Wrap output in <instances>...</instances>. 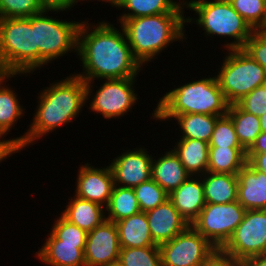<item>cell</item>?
Listing matches in <instances>:
<instances>
[{"mask_svg": "<svg viewBox=\"0 0 266 266\" xmlns=\"http://www.w3.org/2000/svg\"><path fill=\"white\" fill-rule=\"evenodd\" d=\"M90 25L86 20H81L77 45V55L82 61L84 73L76 75L85 81L86 101L92 93L94 78L136 77L141 70V64L132 55L122 26L121 32L105 21L99 22L96 27Z\"/></svg>", "mask_w": 266, "mask_h": 266, "instance_id": "6da1fadb", "label": "cell"}, {"mask_svg": "<svg viewBox=\"0 0 266 266\" xmlns=\"http://www.w3.org/2000/svg\"><path fill=\"white\" fill-rule=\"evenodd\" d=\"M86 103L85 81L70 75L52 83L39 94V103L30 128L15 141L25 148L56 128L70 123ZM84 104V105H83Z\"/></svg>", "mask_w": 266, "mask_h": 266, "instance_id": "7a4b0ae2", "label": "cell"}, {"mask_svg": "<svg viewBox=\"0 0 266 266\" xmlns=\"http://www.w3.org/2000/svg\"><path fill=\"white\" fill-rule=\"evenodd\" d=\"M191 21L192 18L184 17L183 13H163L119 20L132 55L142 67L155 59L169 43L183 41L184 24Z\"/></svg>", "mask_w": 266, "mask_h": 266, "instance_id": "3957f363", "label": "cell"}, {"mask_svg": "<svg viewBox=\"0 0 266 266\" xmlns=\"http://www.w3.org/2000/svg\"><path fill=\"white\" fill-rule=\"evenodd\" d=\"M153 119L168 120L177 115L200 113L206 115H227L226 101L216 76L185 83L166 93L157 104Z\"/></svg>", "mask_w": 266, "mask_h": 266, "instance_id": "277c9868", "label": "cell"}, {"mask_svg": "<svg viewBox=\"0 0 266 266\" xmlns=\"http://www.w3.org/2000/svg\"><path fill=\"white\" fill-rule=\"evenodd\" d=\"M0 64L6 74L40 69L39 47H35V15L0 18Z\"/></svg>", "mask_w": 266, "mask_h": 266, "instance_id": "5b68a950", "label": "cell"}, {"mask_svg": "<svg viewBox=\"0 0 266 266\" xmlns=\"http://www.w3.org/2000/svg\"><path fill=\"white\" fill-rule=\"evenodd\" d=\"M185 6L198 14L197 25L205 30L206 36H228L235 40L224 44L228 50L243 49L255 30L233 8L229 0H191Z\"/></svg>", "mask_w": 266, "mask_h": 266, "instance_id": "8992f818", "label": "cell"}, {"mask_svg": "<svg viewBox=\"0 0 266 266\" xmlns=\"http://www.w3.org/2000/svg\"><path fill=\"white\" fill-rule=\"evenodd\" d=\"M216 78L229 105L266 83V70L244 49L228 50Z\"/></svg>", "mask_w": 266, "mask_h": 266, "instance_id": "52a82bcc", "label": "cell"}, {"mask_svg": "<svg viewBox=\"0 0 266 266\" xmlns=\"http://www.w3.org/2000/svg\"><path fill=\"white\" fill-rule=\"evenodd\" d=\"M49 11L35 14V47H39V67L73 49L77 54L78 31L81 22L47 17Z\"/></svg>", "mask_w": 266, "mask_h": 266, "instance_id": "ba28073f", "label": "cell"}, {"mask_svg": "<svg viewBox=\"0 0 266 266\" xmlns=\"http://www.w3.org/2000/svg\"><path fill=\"white\" fill-rule=\"evenodd\" d=\"M245 211L238 201L228 204L206 203L191 225L215 248L221 249L242 222Z\"/></svg>", "mask_w": 266, "mask_h": 266, "instance_id": "9c48e42d", "label": "cell"}, {"mask_svg": "<svg viewBox=\"0 0 266 266\" xmlns=\"http://www.w3.org/2000/svg\"><path fill=\"white\" fill-rule=\"evenodd\" d=\"M221 250L240 262L266 254V210H246L242 222Z\"/></svg>", "mask_w": 266, "mask_h": 266, "instance_id": "30bf717a", "label": "cell"}, {"mask_svg": "<svg viewBox=\"0 0 266 266\" xmlns=\"http://www.w3.org/2000/svg\"><path fill=\"white\" fill-rule=\"evenodd\" d=\"M161 266H200L217 248L192 225L159 245Z\"/></svg>", "mask_w": 266, "mask_h": 266, "instance_id": "8fae6325", "label": "cell"}, {"mask_svg": "<svg viewBox=\"0 0 266 266\" xmlns=\"http://www.w3.org/2000/svg\"><path fill=\"white\" fill-rule=\"evenodd\" d=\"M135 79H106L92 98L89 109L107 119L124 116L139 99L134 93Z\"/></svg>", "mask_w": 266, "mask_h": 266, "instance_id": "7c38bea8", "label": "cell"}, {"mask_svg": "<svg viewBox=\"0 0 266 266\" xmlns=\"http://www.w3.org/2000/svg\"><path fill=\"white\" fill-rule=\"evenodd\" d=\"M120 244L114 222L104 220L87 233L84 259L86 266H108L119 260Z\"/></svg>", "mask_w": 266, "mask_h": 266, "instance_id": "4fadbf2b", "label": "cell"}, {"mask_svg": "<svg viewBox=\"0 0 266 266\" xmlns=\"http://www.w3.org/2000/svg\"><path fill=\"white\" fill-rule=\"evenodd\" d=\"M121 154L109 164L115 185L134 188L151 179L154 158L145 151V148H134L133 151L130 149Z\"/></svg>", "mask_w": 266, "mask_h": 266, "instance_id": "5bb4252c", "label": "cell"}, {"mask_svg": "<svg viewBox=\"0 0 266 266\" xmlns=\"http://www.w3.org/2000/svg\"><path fill=\"white\" fill-rule=\"evenodd\" d=\"M90 165H82L78 171L75 196L106 207L115 185L111 168Z\"/></svg>", "mask_w": 266, "mask_h": 266, "instance_id": "9a60e30c", "label": "cell"}, {"mask_svg": "<svg viewBox=\"0 0 266 266\" xmlns=\"http://www.w3.org/2000/svg\"><path fill=\"white\" fill-rule=\"evenodd\" d=\"M145 213L156 245L170 241L189 226L170 199Z\"/></svg>", "mask_w": 266, "mask_h": 266, "instance_id": "2e32d148", "label": "cell"}, {"mask_svg": "<svg viewBox=\"0 0 266 266\" xmlns=\"http://www.w3.org/2000/svg\"><path fill=\"white\" fill-rule=\"evenodd\" d=\"M237 176V201L246 210H266V173L246 162Z\"/></svg>", "mask_w": 266, "mask_h": 266, "instance_id": "e0dca14e", "label": "cell"}, {"mask_svg": "<svg viewBox=\"0 0 266 266\" xmlns=\"http://www.w3.org/2000/svg\"><path fill=\"white\" fill-rule=\"evenodd\" d=\"M194 178V179H193ZM196 179V180H195ZM201 177L190 176L176 190L169 194V199L180 215L191 225L205 206L204 186Z\"/></svg>", "mask_w": 266, "mask_h": 266, "instance_id": "ac0fdd59", "label": "cell"}, {"mask_svg": "<svg viewBox=\"0 0 266 266\" xmlns=\"http://www.w3.org/2000/svg\"><path fill=\"white\" fill-rule=\"evenodd\" d=\"M190 176L172 149L157 160L156 158L152 160L151 178L168 194L176 190Z\"/></svg>", "mask_w": 266, "mask_h": 266, "instance_id": "d6986e66", "label": "cell"}, {"mask_svg": "<svg viewBox=\"0 0 266 266\" xmlns=\"http://www.w3.org/2000/svg\"><path fill=\"white\" fill-rule=\"evenodd\" d=\"M84 251L85 248H78V244H60V240L51 232L36 254L42 263L49 266H86Z\"/></svg>", "mask_w": 266, "mask_h": 266, "instance_id": "ffe728a7", "label": "cell"}, {"mask_svg": "<svg viewBox=\"0 0 266 266\" xmlns=\"http://www.w3.org/2000/svg\"><path fill=\"white\" fill-rule=\"evenodd\" d=\"M120 248H140L156 245L152 239L145 212H139L115 223Z\"/></svg>", "mask_w": 266, "mask_h": 266, "instance_id": "44dd1931", "label": "cell"}, {"mask_svg": "<svg viewBox=\"0 0 266 266\" xmlns=\"http://www.w3.org/2000/svg\"><path fill=\"white\" fill-rule=\"evenodd\" d=\"M200 177L204 186L205 203L228 204L237 201V175L207 171Z\"/></svg>", "mask_w": 266, "mask_h": 266, "instance_id": "7402d4cb", "label": "cell"}, {"mask_svg": "<svg viewBox=\"0 0 266 266\" xmlns=\"http://www.w3.org/2000/svg\"><path fill=\"white\" fill-rule=\"evenodd\" d=\"M103 209L105 207L96 202L74 196L61 215L88 233L106 219Z\"/></svg>", "mask_w": 266, "mask_h": 266, "instance_id": "603a6c76", "label": "cell"}, {"mask_svg": "<svg viewBox=\"0 0 266 266\" xmlns=\"http://www.w3.org/2000/svg\"><path fill=\"white\" fill-rule=\"evenodd\" d=\"M172 150L191 176H202L207 172L209 143L198 139L180 138Z\"/></svg>", "mask_w": 266, "mask_h": 266, "instance_id": "cb8c5ba5", "label": "cell"}, {"mask_svg": "<svg viewBox=\"0 0 266 266\" xmlns=\"http://www.w3.org/2000/svg\"><path fill=\"white\" fill-rule=\"evenodd\" d=\"M246 153L243 147H209L207 171L237 175L247 162Z\"/></svg>", "mask_w": 266, "mask_h": 266, "instance_id": "d4e9b609", "label": "cell"}, {"mask_svg": "<svg viewBox=\"0 0 266 266\" xmlns=\"http://www.w3.org/2000/svg\"><path fill=\"white\" fill-rule=\"evenodd\" d=\"M185 2L174 0H122L118 8L128 9L118 20L152 16L163 13H183Z\"/></svg>", "mask_w": 266, "mask_h": 266, "instance_id": "484cf974", "label": "cell"}, {"mask_svg": "<svg viewBox=\"0 0 266 266\" xmlns=\"http://www.w3.org/2000/svg\"><path fill=\"white\" fill-rule=\"evenodd\" d=\"M105 209L108 212L106 220L114 223L141 212L134 188L117 185H114Z\"/></svg>", "mask_w": 266, "mask_h": 266, "instance_id": "4316f807", "label": "cell"}, {"mask_svg": "<svg viewBox=\"0 0 266 266\" xmlns=\"http://www.w3.org/2000/svg\"><path fill=\"white\" fill-rule=\"evenodd\" d=\"M227 115L233 121L241 146L248 151L262 132L259 117L242 110L237 104L229 105Z\"/></svg>", "mask_w": 266, "mask_h": 266, "instance_id": "83f0119b", "label": "cell"}, {"mask_svg": "<svg viewBox=\"0 0 266 266\" xmlns=\"http://www.w3.org/2000/svg\"><path fill=\"white\" fill-rule=\"evenodd\" d=\"M220 116L206 115L200 113L177 115V120L181 128L182 138L198 139L209 143L216 124Z\"/></svg>", "mask_w": 266, "mask_h": 266, "instance_id": "f1b7e54d", "label": "cell"}, {"mask_svg": "<svg viewBox=\"0 0 266 266\" xmlns=\"http://www.w3.org/2000/svg\"><path fill=\"white\" fill-rule=\"evenodd\" d=\"M14 76H17V74H6L0 79V138L5 137L11 127L15 125V122L18 121V118L20 119V116L24 114L16 92L14 93L9 87L3 85L9 77Z\"/></svg>", "mask_w": 266, "mask_h": 266, "instance_id": "f546056e", "label": "cell"}, {"mask_svg": "<svg viewBox=\"0 0 266 266\" xmlns=\"http://www.w3.org/2000/svg\"><path fill=\"white\" fill-rule=\"evenodd\" d=\"M124 266H161L159 246L121 248L119 260Z\"/></svg>", "mask_w": 266, "mask_h": 266, "instance_id": "4dcf8cb0", "label": "cell"}, {"mask_svg": "<svg viewBox=\"0 0 266 266\" xmlns=\"http://www.w3.org/2000/svg\"><path fill=\"white\" fill-rule=\"evenodd\" d=\"M141 212H147L169 199V194L152 178L134 187Z\"/></svg>", "mask_w": 266, "mask_h": 266, "instance_id": "1f68e13d", "label": "cell"}, {"mask_svg": "<svg viewBox=\"0 0 266 266\" xmlns=\"http://www.w3.org/2000/svg\"><path fill=\"white\" fill-rule=\"evenodd\" d=\"M233 8L258 31L265 22L266 0H229Z\"/></svg>", "mask_w": 266, "mask_h": 266, "instance_id": "d6a6232c", "label": "cell"}, {"mask_svg": "<svg viewBox=\"0 0 266 266\" xmlns=\"http://www.w3.org/2000/svg\"><path fill=\"white\" fill-rule=\"evenodd\" d=\"M209 147H242L228 115L216 120Z\"/></svg>", "mask_w": 266, "mask_h": 266, "instance_id": "836d02e7", "label": "cell"}, {"mask_svg": "<svg viewBox=\"0 0 266 266\" xmlns=\"http://www.w3.org/2000/svg\"><path fill=\"white\" fill-rule=\"evenodd\" d=\"M58 218L51 232L60 240V244H78V248H85L87 232L66 220L62 215Z\"/></svg>", "mask_w": 266, "mask_h": 266, "instance_id": "e575fe53", "label": "cell"}, {"mask_svg": "<svg viewBox=\"0 0 266 266\" xmlns=\"http://www.w3.org/2000/svg\"><path fill=\"white\" fill-rule=\"evenodd\" d=\"M42 11L39 0H0V18L30 17Z\"/></svg>", "mask_w": 266, "mask_h": 266, "instance_id": "d590c367", "label": "cell"}, {"mask_svg": "<svg viewBox=\"0 0 266 266\" xmlns=\"http://www.w3.org/2000/svg\"><path fill=\"white\" fill-rule=\"evenodd\" d=\"M236 104L248 113L262 116L266 112V85L258 86Z\"/></svg>", "mask_w": 266, "mask_h": 266, "instance_id": "8d00e7d4", "label": "cell"}, {"mask_svg": "<svg viewBox=\"0 0 266 266\" xmlns=\"http://www.w3.org/2000/svg\"><path fill=\"white\" fill-rule=\"evenodd\" d=\"M243 49L266 70V36L261 31H255Z\"/></svg>", "mask_w": 266, "mask_h": 266, "instance_id": "74e56055", "label": "cell"}, {"mask_svg": "<svg viewBox=\"0 0 266 266\" xmlns=\"http://www.w3.org/2000/svg\"><path fill=\"white\" fill-rule=\"evenodd\" d=\"M200 266H239V262L221 249H217Z\"/></svg>", "mask_w": 266, "mask_h": 266, "instance_id": "f35d334b", "label": "cell"}, {"mask_svg": "<svg viewBox=\"0 0 266 266\" xmlns=\"http://www.w3.org/2000/svg\"><path fill=\"white\" fill-rule=\"evenodd\" d=\"M43 10L60 12L71 9L79 0H39Z\"/></svg>", "mask_w": 266, "mask_h": 266, "instance_id": "ab89813d", "label": "cell"}, {"mask_svg": "<svg viewBox=\"0 0 266 266\" xmlns=\"http://www.w3.org/2000/svg\"><path fill=\"white\" fill-rule=\"evenodd\" d=\"M21 151V146L15 141V139L0 140V162L5 158L10 157L15 152Z\"/></svg>", "mask_w": 266, "mask_h": 266, "instance_id": "60d3db41", "label": "cell"}, {"mask_svg": "<svg viewBox=\"0 0 266 266\" xmlns=\"http://www.w3.org/2000/svg\"><path fill=\"white\" fill-rule=\"evenodd\" d=\"M246 159L254 169L266 173V152L246 153Z\"/></svg>", "mask_w": 266, "mask_h": 266, "instance_id": "b9f144b4", "label": "cell"}, {"mask_svg": "<svg viewBox=\"0 0 266 266\" xmlns=\"http://www.w3.org/2000/svg\"><path fill=\"white\" fill-rule=\"evenodd\" d=\"M266 152V132H261L247 153Z\"/></svg>", "mask_w": 266, "mask_h": 266, "instance_id": "7bdbcfd3", "label": "cell"}, {"mask_svg": "<svg viewBox=\"0 0 266 266\" xmlns=\"http://www.w3.org/2000/svg\"><path fill=\"white\" fill-rule=\"evenodd\" d=\"M239 266H266V254L244 259L239 262Z\"/></svg>", "mask_w": 266, "mask_h": 266, "instance_id": "ee69618b", "label": "cell"}, {"mask_svg": "<svg viewBox=\"0 0 266 266\" xmlns=\"http://www.w3.org/2000/svg\"><path fill=\"white\" fill-rule=\"evenodd\" d=\"M260 119V127L262 132H266V112L262 116L259 117Z\"/></svg>", "mask_w": 266, "mask_h": 266, "instance_id": "f6af8a7d", "label": "cell"}, {"mask_svg": "<svg viewBox=\"0 0 266 266\" xmlns=\"http://www.w3.org/2000/svg\"><path fill=\"white\" fill-rule=\"evenodd\" d=\"M81 1H84V0H81ZM101 1H104L106 3L107 2L108 3H111L112 7L115 6L117 8L120 5V3H121L122 0H101Z\"/></svg>", "mask_w": 266, "mask_h": 266, "instance_id": "bcb514c9", "label": "cell"}, {"mask_svg": "<svg viewBox=\"0 0 266 266\" xmlns=\"http://www.w3.org/2000/svg\"><path fill=\"white\" fill-rule=\"evenodd\" d=\"M5 75H6V73L0 64V79L3 78Z\"/></svg>", "mask_w": 266, "mask_h": 266, "instance_id": "7dc6e473", "label": "cell"}, {"mask_svg": "<svg viewBox=\"0 0 266 266\" xmlns=\"http://www.w3.org/2000/svg\"><path fill=\"white\" fill-rule=\"evenodd\" d=\"M108 266H124V265L122 263H120L119 261H115Z\"/></svg>", "mask_w": 266, "mask_h": 266, "instance_id": "c3c4849f", "label": "cell"}, {"mask_svg": "<svg viewBox=\"0 0 266 266\" xmlns=\"http://www.w3.org/2000/svg\"><path fill=\"white\" fill-rule=\"evenodd\" d=\"M258 31H261L266 36V27H261Z\"/></svg>", "mask_w": 266, "mask_h": 266, "instance_id": "681fc988", "label": "cell"}, {"mask_svg": "<svg viewBox=\"0 0 266 266\" xmlns=\"http://www.w3.org/2000/svg\"><path fill=\"white\" fill-rule=\"evenodd\" d=\"M262 27H266V18H265V22H264V25Z\"/></svg>", "mask_w": 266, "mask_h": 266, "instance_id": "f907efd6", "label": "cell"}]
</instances>
